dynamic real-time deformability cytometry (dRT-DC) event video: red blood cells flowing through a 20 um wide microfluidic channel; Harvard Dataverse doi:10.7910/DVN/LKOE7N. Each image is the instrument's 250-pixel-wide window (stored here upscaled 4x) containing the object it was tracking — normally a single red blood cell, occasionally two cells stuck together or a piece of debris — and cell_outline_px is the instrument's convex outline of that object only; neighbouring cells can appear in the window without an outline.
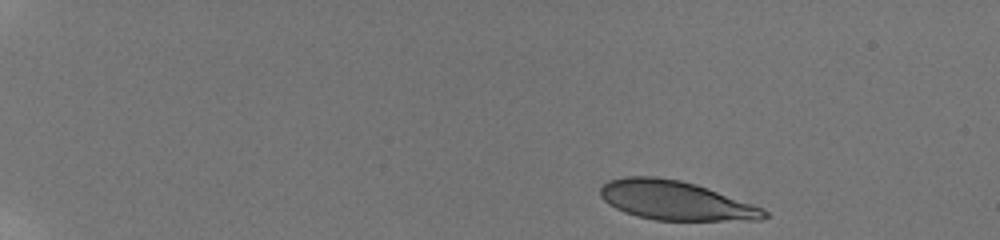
{"species": "human", "species_latin": "Homo sapiens", "temperature_condition": "room temperature", "stored_images_in_passage": 6, "camera_frame_rate_fps": 3000, "um_per_image_px": 0.085, "donor": {"sex": "male"}, "frame": {"image": 1, "passage_image": 1, "time_ms": 0.0, "image_size_px": [1000, 240], "cell_outline_px": [[768, 216], [760, 220], [656, 220], [636, 216], [624, 212], [608, 204], [600, 196], [600, 188], [608, 180], [624, 176], [656, 176], [680, 180], [696, 184], [764, 208], [768, 212]], "centroid_in_image_um": [57.4, 17.04], "position_along_channel_um": 27.6, "area_um2": 37.4}}
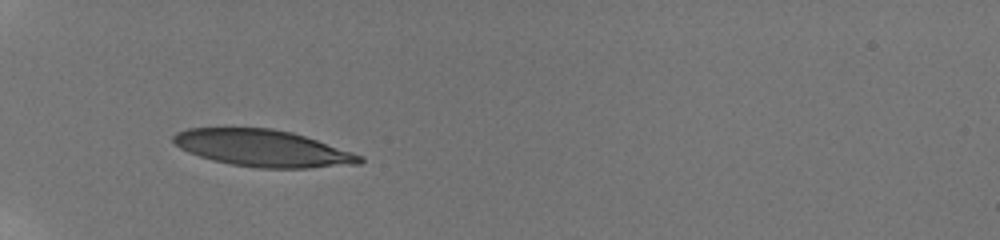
{"frame": {"image": 2, "passage_image": 5, "time_ms": 4.0, "image_size_px": [1000, 240], "cell_outline_px": [[364, 160], [360, 164], [308, 168], [260, 168], [232, 164], [212, 160], [188, 152], [180, 148], [172, 140], [172, 136], [176, 132], [188, 128], [272, 128], [292, 132], [364, 156]], "centroid_in_image_um": [22.33, 12.6], "position_along_channel_um": 62.7, "area_um2": 39.82}}